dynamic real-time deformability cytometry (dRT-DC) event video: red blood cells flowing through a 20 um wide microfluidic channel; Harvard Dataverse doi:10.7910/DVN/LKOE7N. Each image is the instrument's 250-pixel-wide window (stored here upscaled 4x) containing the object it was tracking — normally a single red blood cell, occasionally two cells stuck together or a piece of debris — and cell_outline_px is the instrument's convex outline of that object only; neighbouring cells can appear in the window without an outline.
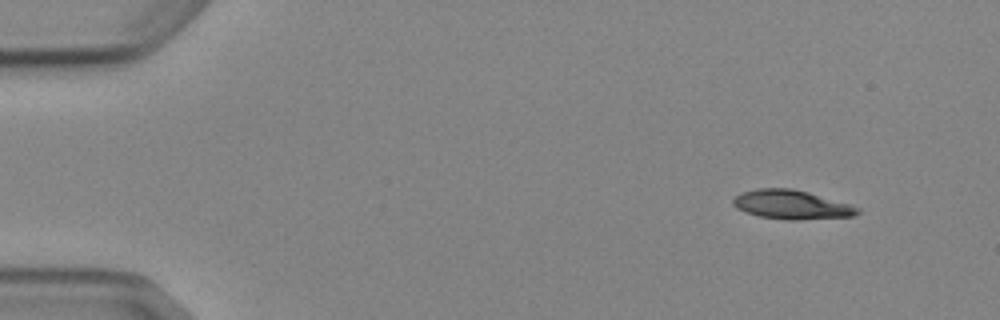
{"species": "Egyptian fruit bat (a non-hibernating species)", "species_latin": "Rousettus aegyptiacus", "temperature_condition": "cold", "stored_images_in_passage": 5, "segment_of_instrument_passage": [1, 2], "camera_frame_rate_fps": 3000, "um_per_image_px": 0.085, "animal": {"sex": "female"}, "frame": {"image": 1, "passage_image": 1, "time_ms": 0.0, "image_size_px": [1000, 320], "cell_outline_px": [[860, 212], [856, 216], [800, 220], [784, 220], [756, 216], [744, 212], [736, 208], [732, 204], [732, 200], [740, 192], [756, 188], [792, 188], [808, 192], [852, 204], [860, 208]], "centroid_in_image_um": [67.28, 17.4], "position_along_channel_um": 17.7, "area_um2": 21.56}}